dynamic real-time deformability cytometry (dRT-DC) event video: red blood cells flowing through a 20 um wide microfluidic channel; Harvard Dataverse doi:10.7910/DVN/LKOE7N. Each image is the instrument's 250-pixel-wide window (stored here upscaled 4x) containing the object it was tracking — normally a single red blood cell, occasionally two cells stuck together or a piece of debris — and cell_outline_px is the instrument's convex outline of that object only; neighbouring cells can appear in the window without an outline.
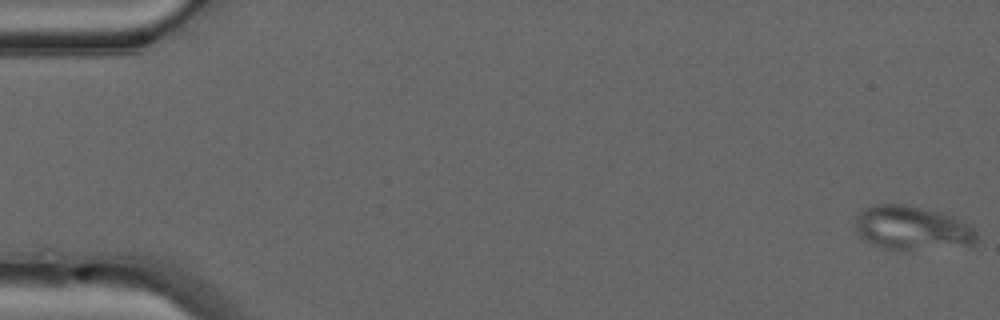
{"species": "common noctule bat (a hibernating species)", "species_latin": "Nyctalus noctula", "temperature_condition": "warm", "stored_images_in_passage": 29, "camera_frame_rate_fps": 3000, "um_per_image_px": 0.085, "animal": {"sex": "male", "forearm_length_mm": 52.5}, "frame": {"image": 1, "passage_image": 1, "time_ms": 0.0, "image_size_px": [1000, 320], "cell_outline_px": [[976, 244], [972, 248], [908, 252], [900, 252], [880, 248], [864, 240], [856, 232], [856, 216], [860, 212], [872, 204], [904, 204], [944, 212], [968, 224], [976, 232]], "centroid_in_image_um": [77.6, 19.46], "position_along_channel_um": 7.4, "area_um2": 32.77}}
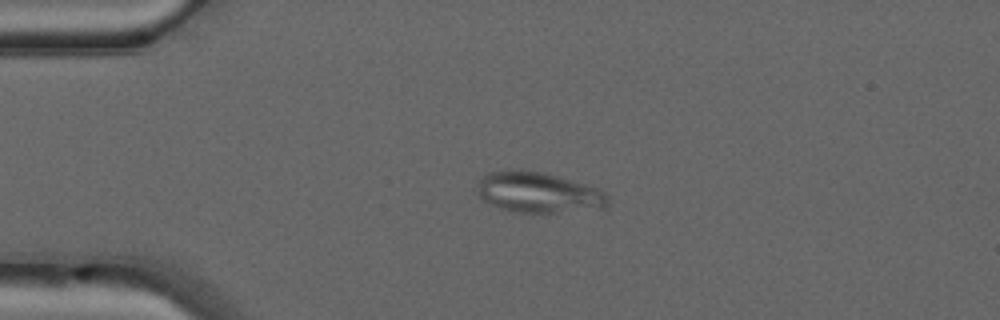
{"frame": {"image": 2, "passage_image": 12, "time_ms": 3.667, "image_size_px": [1000, 320], "cell_outline_px": [[608, 208], [556, 212], [512, 212], [500, 208], [484, 200], [476, 192], [480, 180], [488, 172], [520, 168], [544, 172], [600, 188], [608, 196]], "centroid_in_image_um": [45.79, 16.34], "position_along_channel_um": 39.2, "area_um2": 31.15}}